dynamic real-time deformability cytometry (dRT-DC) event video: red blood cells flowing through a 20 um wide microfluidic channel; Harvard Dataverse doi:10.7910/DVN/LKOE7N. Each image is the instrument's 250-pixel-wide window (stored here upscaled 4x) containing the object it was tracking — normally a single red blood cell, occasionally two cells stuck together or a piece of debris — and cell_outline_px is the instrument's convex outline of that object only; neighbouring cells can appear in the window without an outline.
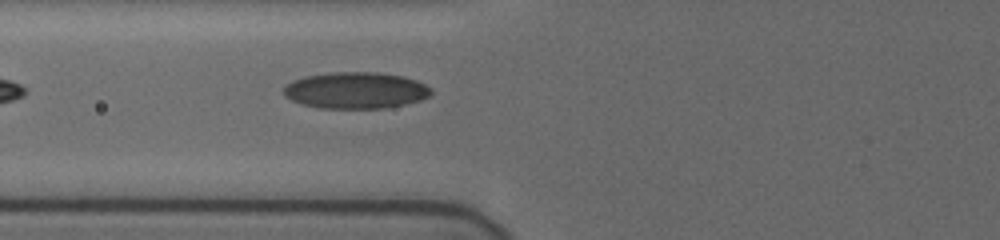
{"species": "human", "species_latin": "Homo sapiens", "temperature_condition": "cold", "stored_images_in_passage": 36, "camera_frame_rate_fps": 3000, "um_per_image_px": 0.085, "donor": {"sex": "female"}, "frame": {"image": 1, "passage_image": 4, "time_ms": 1.0, "image_size_px": [1000, 240], "cell_outline_px": [[432, 92], [428, 96], [420, 100], [404, 104], [384, 108], [320, 108], [300, 104], [284, 96], [284, 88], [292, 80], [304, 76], [336, 72], [376, 72], [404, 76], [416, 80], [432, 88]], "centroid_in_image_um": [30.23, 7.68], "position_along_channel_um": 95.6, "area_um2": 31.33}}
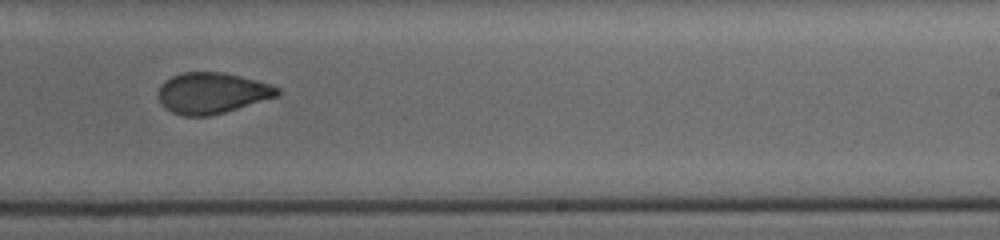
{"frame": {"image": 2, "passage_image": 18, "time_ms": 5.667, "image_size_px": [1000, 240], "cell_outline_px": [[280, 96], [224, 112], [208, 116], [184, 116], [172, 112], [164, 108], [160, 104], [156, 92], [160, 84], [164, 80], [180, 72], [220, 72], [240, 76], [256, 80], [280, 88]], "centroid_in_image_um": [17.97, 7.91], "position_along_channel_um": 271.0, "area_um2": 28.73}}
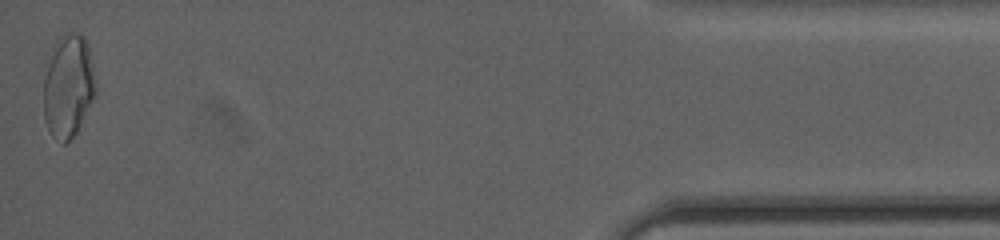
{"frame": {"image": 3, "passage_image": 36, "time_ms": 11.667, "image_size_px": [1000, 240], "cell_outline_px": [[96, 92], [76, 132], [64, 144], [52, 136], [44, 120], [44, 76], [56, 40], [60, 36], [68, 32], [80, 32], [84, 36], [88, 44], [96, 88]], "centroid_in_image_um": [5.79, 7.29], "position_along_channel_um": 429.4, "area_um2": 30.87}, "authors_computed_cell_mechanics": {"area_um2": 29.4202, "velocity_mm_per_s": 3.7503, "shape_relaxation_time_tau1_ms": 6.1102, "shape_relaxation_time_tau2_ms": 1.4957, "deformation_change_tau1": 0.1618, "deformation_change_tau2": 0.0649}}